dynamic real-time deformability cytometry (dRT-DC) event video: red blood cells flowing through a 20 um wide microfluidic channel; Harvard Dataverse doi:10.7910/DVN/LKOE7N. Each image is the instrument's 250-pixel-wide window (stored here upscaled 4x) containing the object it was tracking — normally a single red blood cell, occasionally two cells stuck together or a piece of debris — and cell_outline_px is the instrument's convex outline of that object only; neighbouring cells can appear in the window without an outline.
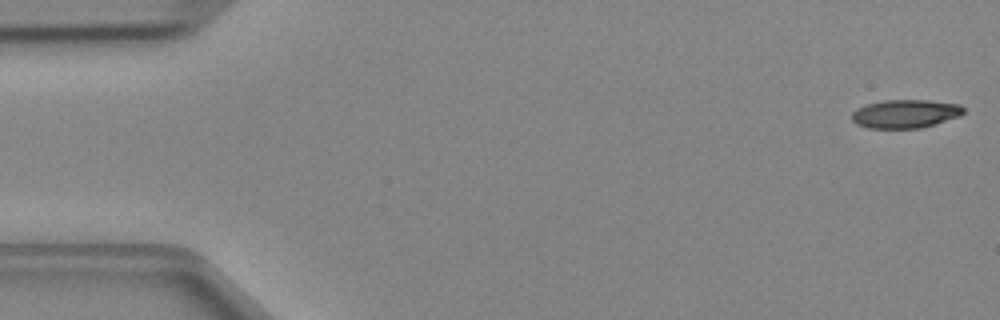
{"species": "Egyptian fruit bat (a non-hibernating species)", "species_latin": "Rousettus aegyptiacus", "temperature_condition": "cold", "stored_images_in_passage": 13, "camera_frame_rate_fps": 3000, "um_per_image_px": 0.085, "animal": {"sex": "female"}, "frame": {"image": 1, "passage_image": 1, "time_ms": 0.0, "image_size_px": [1000, 320], "cell_outline_px": [[964, 112], [960, 116], [920, 128], [868, 128], [856, 124], [852, 120], [852, 112], [856, 108], [868, 104], [884, 100], [928, 100], [960, 104], [964, 108]], "centroid_in_image_um": [76.94, 9.67], "position_along_channel_um": 8.1, "area_um2": 18.5}}
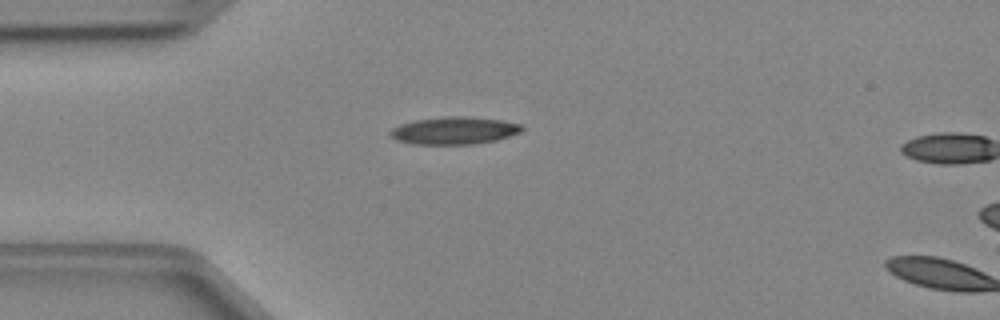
{"frame": {"image": 2, "passage_image": 12, "time_ms": 3.667, "image_size_px": [1000, 320], "cell_outline_px": [[524, 128], [520, 132], [496, 140], [476, 144], [412, 144], [396, 140], [388, 136], [388, 132], [392, 128], [400, 124], [416, 120], [444, 116], [468, 116], [504, 120], [520, 124]], "centroid_in_image_um": [38.58, 11.09], "position_along_channel_um": 46.4, "area_um2": 21.27}}